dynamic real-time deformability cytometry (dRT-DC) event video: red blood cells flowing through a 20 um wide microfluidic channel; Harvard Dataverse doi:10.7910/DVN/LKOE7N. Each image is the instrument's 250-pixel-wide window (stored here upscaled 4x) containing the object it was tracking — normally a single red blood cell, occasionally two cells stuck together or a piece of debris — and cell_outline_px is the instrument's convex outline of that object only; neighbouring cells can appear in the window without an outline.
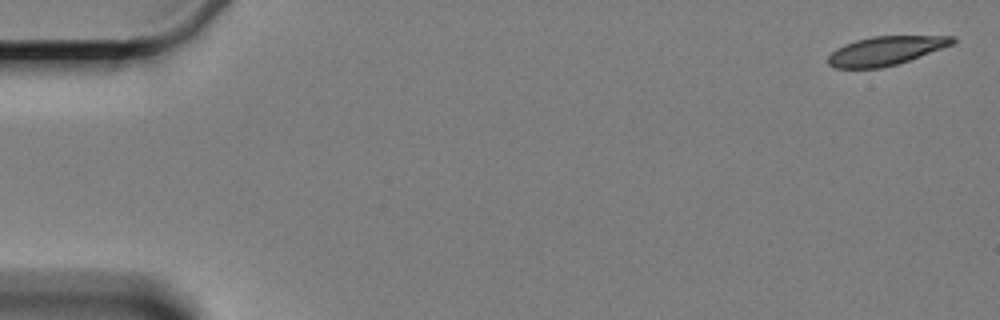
{"species": "Egyptian fruit bat (a non-hibernating species)", "species_latin": "Rousettus aegyptiacus", "temperature_condition": "cold", "stored_images_in_passage": 9, "camera_frame_rate_fps": 3000, "um_per_image_px": 0.085, "animal": {"sex": "female"}, "frame": {"image": 1, "passage_image": 1, "time_ms": 0.0, "image_size_px": [1000, 320], "cell_outline_px": [[956, 40], [952, 44], [908, 60], [896, 64], [880, 68], [836, 68], [828, 64], [828, 56], [836, 48], [844, 44], [856, 40], [872, 36], [956, 36]], "centroid_in_image_um": [75.24, 4.31], "position_along_channel_um": 9.8, "area_um2": 20.63}}
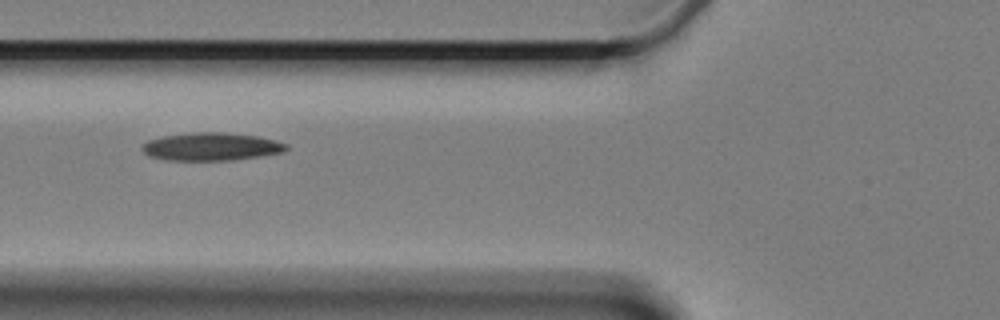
{"frame": {"image": 2, "passage_image": 6, "time_ms": 7.0, "image_size_px": [1000, 320], "cell_outline_px": [[288, 148], [284, 152], [260, 156], [232, 160], [168, 160], [148, 156], [140, 148], [140, 144], [148, 140], [164, 136], [192, 132], [224, 132], [256, 136], [276, 140], [288, 144]], "centroid_in_image_um": [17.94, 12.46], "position_along_channel_um": 107.9, "area_um2": 23.58}}
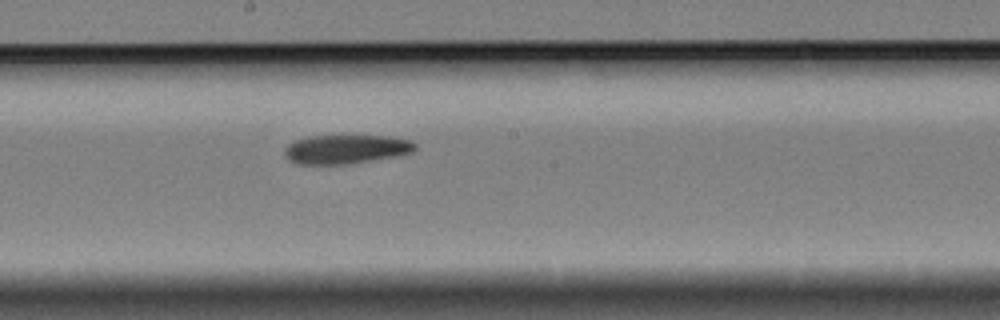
{"frame": {"image": 3, "passage_image": 9, "time_ms": 10.333, "image_size_px": [1000, 320], "cell_outline_px": [[416, 148], [412, 152], [396, 156], [344, 164], [300, 164], [288, 160], [284, 152], [284, 148], [288, 144], [296, 140], [308, 136], [388, 136], [408, 140], [416, 144]], "centroid_in_image_um": [29.37, 12.68], "position_along_channel_um": 218.8, "area_um2": 21.79}}